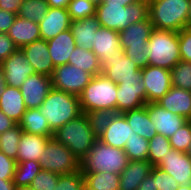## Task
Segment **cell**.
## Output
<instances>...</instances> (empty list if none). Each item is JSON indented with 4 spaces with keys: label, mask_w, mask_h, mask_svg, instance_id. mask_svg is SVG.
<instances>
[{
    "label": "cell",
    "mask_w": 191,
    "mask_h": 190,
    "mask_svg": "<svg viewBox=\"0 0 191 190\" xmlns=\"http://www.w3.org/2000/svg\"><path fill=\"white\" fill-rule=\"evenodd\" d=\"M100 26L122 31L131 24L149 19L148 0H139L129 6L116 3H104L96 6V15Z\"/></svg>",
    "instance_id": "6da1fadb"
},
{
    "label": "cell",
    "mask_w": 191,
    "mask_h": 190,
    "mask_svg": "<svg viewBox=\"0 0 191 190\" xmlns=\"http://www.w3.org/2000/svg\"><path fill=\"white\" fill-rule=\"evenodd\" d=\"M39 110L53 132L82 114L78 96L54 88L49 91Z\"/></svg>",
    "instance_id": "7a4b0ae2"
},
{
    "label": "cell",
    "mask_w": 191,
    "mask_h": 190,
    "mask_svg": "<svg viewBox=\"0 0 191 190\" xmlns=\"http://www.w3.org/2000/svg\"><path fill=\"white\" fill-rule=\"evenodd\" d=\"M190 0H148L154 29L179 32L188 27Z\"/></svg>",
    "instance_id": "3957f363"
},
{
    "label": "cell",
    "mask_w": 191,
    "mask_h": 190,
    "mask_svg": "<svg viewBox=\"0 0 191 190\" xmlns=\"http://www.w3.org/2000/svg\"><path fill=\"white\" fill-rule=\"evenodd\" d=\"M53 137L68 147L81 162L98 139L85 113L58 128Z\"/></svg>",
    "instance_id": "277c9868"
},
{
    "label": "cell",
    "mask_w": 191,
    "mask_h": 190,
    "mask_svg": "<svg viewBox=\"0 0 191 190\" xmlns=\"http://www.w3.org/2000/svg\"><path fill=\"white\" fill-rule=\"evenodd\" d=\"M129 162L125 151L96 140L93 147L81 161L82 173L108 172L121 174Z\"/></svg>",
    "instance_id": "5b68a950"
},
{
    "label": "cell",
    "mask_w": 191,
    "mask_h": 190,
    "mask_svg": "<svg viewBox=\"0 0 191 190\" xmlns=\"http://www.w3.org/2000/svg\"><path fill=\"white\" fill-rule=\"evenodd\" d=\"M154 30L150 19L131 24L119 32L120 45L124 54L134 62L139 69L149 65L148 40Z\"/></svg>",
    "instance_id": "8992f818"
},
{
    "label": "cell",
    "mask_w": 191,
    "mask_h": 190,
    "mask_svg": "<svg viewBox=\"0 0 191 190\" xmlns=\"http://www.w3.org/2000/svg\"><path fill=\"white\" fill-rule=\"evenodd\" d=\"M117 91V83L97 74L79 96L82 113L98 109L117 111Z\"/></svg>",
    "instance_id": "52a82bcc"
},
{
    "label": "cell",
    "mask_w": 191,
    "mask_h": 190,
    "mask_svg": "<svg viewBox=\"0 0 191 190\" xmlns=\"http://www.w3.org/2000/svg\"><path fill=\"white\" fill-rule=\"evenodd\" d=\"M149 65L171 70L180 60L178 32L154 29L148 40Z\"/></svg>",
    "instance_id": "ba28073f"
},
{
    "label": "cell",
    "mask_w": 191,
    "mask_h": 190,
    "mask_svg": "<svg viewBox=\"0 0 191 190\" xmlns=\"http://www.w3.org/2000/svg\"><path fill=\"white\" fill-rule=\"evenodd\" d=\"M39 164L42 170L60 175L71 174L81 169V162L74 153L68 147L59 143L54 137L48 139Z\"/></svg>",
    "instance_id": "9c48e42d"
},
{
    "label": "cell",
    "mask_w": 191,
    "mask_h": 190,
    "mask_svg": "<svg viewBox=\"0 0 191 190\" xmlns=\"http://www.w3.org/2000/svg\"><path fill=\"white\" fill-rule=\"evenodd\" d=\"M94 76L71 64L55 67L51 75L52 88L80 96Z\"/></svg>",
    "instance_id": "30bf717a"
},
{
    "label": "cell",
    "mask_w": 191,
    "mask_h": 190,
    "mask_svg": "<svg viewBox=\"0 0 191 190\" xmlns=\"http://www.w3.org/2000/svg\"><path fill=\"white\" fill-rule=\"evenodd\" d=\"M146 103L158 102L172 87L170 70L148 65L141 69Z\"/></svg>",
    "instance_id": "8fae6325"
},
{
    "label": "cell",
    "mask_w": 191,
    "mask_h": 190,
    "mask_svg": "<svg viewBox=\"0 0 191 190\" xmlns=\"http://www.w3.org/2000/svg\"><path fill=\"white\" fill-rule=\"evenodd\" d=\"M117 90V113H124L147 104L142 79H123L117 84Z\"/></svg>",
    "instance_id": "7c38bea8"
},
{
    "label": "cell",
    "mask_w": 191,
    "mask_h": 190,
    "mask_svg": "<svg viewBox=\"0 0 191 190\" xmlns=\"http://www.w3.org/2000/svg\"><path fill=\"white\" fill-rule=\"evenodd\" d=\"M101 69L103 75L117 84L123 79H142L141 69L128 59L122 48L109 58Z\"/></svg>",
    "instance_id": "4fadbf2b"
},
{
    "label": "cell",
    "mask_w": 191,
    "mask_h": 190,
    "mask_svg": "<svg viewBox=\"0 0 191 190\" xmlns=\"http://www.w3.org/2000/svg\"><path fill=\"white\" fill-rule=\"evenodd\" d=\"M1 65L7 86L20 88L30 75L35 74L26 55L19 48L5 59Z\"/></svg>",
    "instance_id": "5bb4252c"
},
{
    "label": "cell",
    "mask_w": 191,
    "mask_h": 190,
    "mask_svg": "<svg viewBox=\"0 0 191 190\" xmlns=\"http://www.w3.org/2000/svg\"><path fill=\"white\" fill-rule=\"evenodd\" d=\"M51 89V77L38 73L30 75L20 87L26 108H40Z\"/></svg>",
    "instance_id": "9a60e30c"
},
{
    "label": "cell",
    "mask_w": 191,
    "mask_h": 190,
    "mask_svg": "<svg viewBox=\"0 0 191 190\" xmlns=\"http://www.w3.org/2000/svg\"><path fill=\"white\" fill-rule=\"evenodd\" d=\"M157 167L174 177L179 185H191V159L185 152L170 149Z\"/></svg>",
    "instance_id": "2e32d148"
},
{
    "label": "cell",
    "mask_w": 191,
    "mask_h": 190,
    "mask_svg": "<svg viewBox=\"0 0 191 190\" xmlns=\"http://www.w3.org/2000/svg\"><path fill=\"white\" fill-rule=\"evenodd\" d=\"M147 112L157 134L171 137L188 120L164 109L157 102L147 103Z\"/></svg>",
    "instance_id": "e0dca14e"
},
{
    "label": "cell",
    "mask_w": 191,
    "mask_h": 190,
    "mask_svg": "<svg viewBox=\"0 0 191 190\" xmlns=\"http://www.w3.org/2000/svg\"><path fill=\"white\" fill-rule=\"evenodd\" d=\"M35 73L51 77L55 69L48 50V42L39 39L21 48Z\"/></svg>",
    "instance_id": "ac0fdd59"
},
{
    "label": "cell",
    "mask_w": 191,
    "mask_h": 190,
    "mask_svg": "<svg viewBox=\"0 0 191 190\" xmlns=\"http://www.w3.org/2000/svg\"><path fill=\"white\" fill-rule=\"evenodd\" d=\"M71 18L67 9L48 8L47 14L38 23L41 39L48 41L59 33L70 29Z\"/></svg>",
    "instance_id": "d6986e66"
},
{
    "label": "cell",
    "mask_w": 191,
    "mask_h": 190,
    "mask_svg": "<svg viewBox=\"0 0 191 190\" xmlns=\"http://www.w3.org/2000/svg\"><path fill=\"white\" fill-rule=\"evenodd\" d=\"M137 135L128 124L126 117L122 113H117L110 125L98 137L104 144L124 150L127 140Z\"/></svg>",
    "instance_id": "ffe728a7"
},
{
    "label": "cell",
    "mask_w": 191,
    "mask_h": 190,
    "mask_svg": "<svg viewBox=\"0 0 191 190\" xmlns=\"http://www.w3.org/2000/svg\"><path fill=\"white\" fill-rule=\"evenodd\" d=\"M121 49L119 32L100 26L94 38L92 51L102 66Z\"/></svg>",
    "instance_id": "44dd1931"
},
{
    "label": "cell",
    "mask_w": 191,
    "mask_h": 190,
    "mask_svg": "<svg viewBox=\"0 0 191 190\" xmlns=\"http://www.w3.org/2000/svg\"><path fill=\"white\" fill-rule=\"evenodd\" d=\"M48 42V50L54 67L69 64L71 53L76 48V43L71 29L59 33Z\"/></svg>",
    "instance_id": "7402d4cb"
},
{
    "label": "cell",
    "mask_w": 191,
    "mask_h": 190,
    "mask_svg": "<svg viewBox=\"0 0 191 190\" xmlns=\"http://www.w3.org/2000/svg\"><path fill=\"white\" fill-rule=\"evenodd\" d=\"M157 103L169 112L191 120V91L172 86Z\"/></svg>",
    "instance_id": "603a6c76"
},
{
    "label": "cell",
    "mask_w": 191,
    "mask_h": 190,
    "mask_svg": "<svg viewBox=\"0 0 191 190\" xmlns=\"http://www.w3.org/2000/svg\"><path fill=\"white\" fill-rule=\"evenodd\" d=\"M53 136H41L22 132L19 144L17 163L33 160L39 162L41 155L44 153L46 143Z\"/></svg>",
    "instance_id": "cb8c5ba5"
},
{
    "label": "cell",
    "mask_w": 191,
    "mask_h": 190,
    "mask_svg": "<svg viewBox=\"0 0 191 190\" xmlns=\"http://www.w3.org/2000/svg\"><path fill=\"white\" fill-rule=\"evenodd\" d=\"M153 165L148 161L132 160L120 174L119 190H137L140 183L150 174Z\"/></svg>",
    "instance_id": "d4e9b609"
},
{
    "label": "cell",
    "mask_w": 191,
    "mask_h": 190,
    "mask_svg": "<svg viewBox=\"0 0 191 190\" xmlns=\"http://www.w3.org/2000/svg\"><path fill=\"white\" fill-rule=\"evenodd\" d=\"M7 34L19 49L41 39L38 23L19 16L15 18Z\"/></svg>",
    "instance_id": "484cf974"
},
{
    "label": "cell",
    "mask_w": 191,
    "mask_h": 190,
    "mask_svg": "<svg viewBox=\"0 0 191 190\" xmlns=\"http://www.w3.org/2000/svg\"><path fill=\"white\" fill-rule=\"evenodd\" d=\"M99 27L100 24L96 16L72 21L70 29L76 46L92 50L95 34Z\"/></svg>",
    "instance_id": "4316f807"
},
{
    "label": "cell",
    "mask_w": 191,
    "mask_h": 190,
    "mask_svg": "<svg viewBox=\"0 0 191 190\" xmlns=\"http://www.w3.org/2000/svg\"><path fill=\"white\" fill-rule=\"evenodd\" d=\"M0 110L11 120L19 123L27 110L20 88L6 86L4 93L0 96Z\"/></svg>",
    "instance_id": "83f0119b"
},
{
    "label": "cell",
    "mask_w": 191,
    "mask_h": 190,
    "mask_svg": "<svg viewBox=\"0 0 191 190\" xmlns=\"http://www.w3.org/2000/svg\"><path fill=\"white\" fill-rule=\"evenodd\" d=\"M122 114L137 135L149 141L157 134L155 125L149 118L147 104Z\"/></svg>",
    "instance_id": "f1b7e54d"
},
{
    "label": "cell",
    "mask_w": 191,
    "mask_h": 190,
    "mask_svg": "<svg viewBox=\"0 0 191 190\" xmlns=\"http://www.w3.org/2000/svg\"><path fill=\"white\" fill-rule=\"evenodd\" d=\"M18 125L23 132L41 136H53L54 132L50 129L46 118L42 115L39 108H30L22 115Z\"/></svg>",
    "instance_id": "f546056e"
},
{
    "label": "cell",
    "mask_w": 191,
    "mask_h": 190,
    "mask_svg": "<svg viewBox=\"0 0 191 190\" xmlns=\"http://www.w3.org/2000/svg\"><path fill=\"white\" fill-rule=\"evenodd\" d=\"M69 64L74 65L93 76L102 73L98 57L92 50H87L84 47L76 46L75 50L70 55Z\"/></svg>",
    "instance_id": "4dcf8cb0"
},
{
    "label": "cell",
    "mask_w": 191,
    "mask_h": 190,
    "mask_svg": "<svg viewBox=\"0 0 191 190\" xmlns=\"http://www.w3.org/2000/svg\"><path fill=\"white\" fill-rule=\"evenodd\" d=\"M85 185L91 190H119L120 175L108 172L83 173Z\"/></svg>",
    "instance_id": "1f68e13d"
},
{
    "label": "cell",
    "mask_w": 191,
    "mask_h": 190,
    "mask_svg": "<svg viewBox=\"0 0 191 190\" xmlns=\"http://www.w3.org/2000/svg\"><path fill=\"white\" fill-rule=\"evenodd\" d=\"M41 170L39 162L33 160L18 162L13 177L15 186L29 187L33 179Z\"/></svg>",
    "instance_id": "d6a6232c"
},
{
    "label": "cell",
    "mask_w": 191,
    "mask_h": 190,
    "mask_svg": "<svg viewBox=\"0 0 191 190\" xmlns=\"http://www.w3.org/2000/svg\"><path fill=\"white\" fill-rule=\"evenodd\" d=\"M48 8L46 0H23L17 16L39 23L47 14Z\"/></svg>",
    "instance_id": "836d02e7"
},
{
    "label": "cell",
    "mask_w": 191,
    "mask_h": 190,
    "mask_svg": "<svg viewBox=\"0 0 191 190\" xmlns=\"http://www.w3.org/2000/svg\"><path fill=\"white\" fill-rule=\"evenodd\" d=\"M117 111L110 109H98L86 112L91 129L98 138L105 129L110 125L112 119L116 116Z\"/></svg>",
    "instance_id": "e575fe53"
},
{
    "label": "cell",
    "mask_w": 191,
    "mask_h": 190,
    "mask_svg": "<svg viewBox=\"0 0 191 190\" xmlns=\"http://www.w3.org/2000/svg\"><path fill=\"white\" fill-rule=\"evenodd\" d=\"M22 132V129L17 124L15 127L0 134V151L16 161Z\"/></svg>",
    "instance_id": "d590c367"
},
{
    "label": "cell",
    "mask_w": 191,
    "mask_h": 190,
    "mask_svg": "<svg viewBox=\"0 0 191 190\" xmlns=\"http://www.w3.org/2000/svg\"><path fill=\"white\" fill-rule=\"evenodd\" d=\"M172 149L169 138L161 134H156L149 140V151L147 160L153 165L157 166L167 155V151Z\"/></svg>",
    "instance_id": "8d00e7d4"
},
{
    "label": "cell",
    "mask_w": 191,
    "mask_h": 190,
    "mask_svg": "<svg viewBox=\"0 0 191 190\" xmlns=\"http://www.w3.org/2000/svg\"><path fill=\"white\" fill-rule=\"evenodd\" d=\"M124 151L129 161H144L148 158L149 141L139 135H134L127 140Z\"/></svg>",
    "instance_id": "74e56055"
},
{
    "label": "cell",
    "mask_w": 191,
    "mask_h": 190,
    "mask_svg": "<svg viewBox=\"0 0 191 190\" xmlns=\"http://www.w3.org/2000/svg\"><path fill=\"white\" fill-rule=\"evenodd\" d=\"M170 74L172 86L191 91V62L180 60Z\"/></svg>",
    "instance_id": "f35d334b"
},
{
    "label": "cell",
    "mask_w": 191,
    "mask_h": 190,
    "mask_svg": "<svg viewBox=\"0 0 191 190\" xmlns=\"http://www.w3.org/2000/svg\"><path fill=\"white\" fill-rule=\"evenodd\" d=\"M67 12L72 21L82 20L96 15V5L89 0H71Z\"/></svg>",
    "instance_id": "ab89813d"
},
{
    "label": "cell",
    "mask_w": 191,
    "mask_h": 190,
    "mask_svg": "<svg viewBox=\"0 0 191 190\" xmlns=\"http://www.w3.org/2000/svg\"><path fill=\"white\" fill-rule=\"evenodd\" d=\"M171 147L175 150L185 152L191 144V120L184 123L171 137Z\"/></svg>",
    "instance_id": "60d3db41"
},
{
    "label": "cell",
    "mask_w": 191,
    "mask_h": 190,
    "mask_svg": "<svg viewBox=\"0 0 191 190\" xmlns=\"http://www.w3.org/2000/svg\"><path fill=\"white\" fill-rule=\"evenodd\" d=\"M84 184V174L79 170L71 174L60 175L54 190H81Z\"/></svg>",
    "instance_id": "b9f144b4"
},
{
    "label": "cell",
    "mask_w": 191,
    "mask_h": 190,
    "mask_svg": "<svg viewBox=\"0 0 191 190\" xmlns=\"http://www.w3.org/2000/svg\"><path fill=\"white\" fill-rule=\"evenodd\" d=\"M60 174L41 170L33 179L29 187L32 190H54Z\"/></svg>",
    "instance_id": "7bdbcfd3"
},
{
    "label": "cell",
    "mask_w": 191,
    "mask_h": 190,
    "mask_svg": "<svg viewBox=\"0 0 191 190\" xmlns=\"http://www.w3.org/2000/svg\"><path fill=\"white\" fill-rule=\"evenodd\" d=\"M150 174L155 179L157 190H176L179 187L174 177L157 166L152 167Z\"/></svg>",
    "instance_id": "ee69618b"
},
{
    "label": "cell",
    "mask_w": 191,
    "mask_h": 190,
    "mask_svg": "<svg viewBox=\"0 0 191 190\" xmlns=\"http://www.w3.org/2000/svg\"><path fill=\"white\" fill-rule=\"evenodd\" d=\"M178 37L181 60L191 62V28L180 30Z\"/></svg>",
    "instance_id": "f6af8a7d"
},
{
    "label": "cell",
    "mask_w": 191,
    "mask_h": 190,
    "mask_svg": "<svg viewBox=\"0 0 191 190\" xmlns=\"http://www.w3.org/2000/svg\"><path fill=\"white\" fill-rule=\"evenodd\" d=\"M17 161L0 151V179L13 180Z\"/></svg>",
    "instance_id": "bcb514c9"
},
{
    "label": "cell",
    "mask_w": 191,
    "mask_h": 190,
    "mask_svg": "<svg viewBox=\"0 0 191 190\" xmlns=\"http://www.w3.org/2000/svg\"><path fill=\"white\" fill-rule=\"evenodd\" d=\"M17 49L18 47L10 39L8 34L0 33V64Z\"/></svg>",
    "instance_id": "7dc6e473"
},
{
    "label": "cell",
    "mask_w": 191,
    "mask_h": 190,
    "mask_svg": "<svg viewBox=\"0 0 191 190\" xmlns=\"http://www.w3.org/2000/svg\"><path fill=\"white\" fill-rule=\"evenodd\" d=\"M17 14L10 11L0 9V33H8L10 27L13 25Z\"/></svg>",
    "instance_id": "c3c4849f"
},
{
    "label": "cell",
    "mask_w": 191,
    "mask_h": 190,
    "mask_svg": "<svg viewBox=\"0 0 191 190\" xmlns=\"http://www.w3.org/2000/svg\"><path fill=\"white\" fill-rule=\"evenodd\" d=\"M23 0H0V9L17 14Z\"/></svg>",
    "instance_id": "681fc988"
},
{
    "label": "cell",
    "mask_w": 191,
    "mask_h": 190,
    "mask_svg": "<svg viewBox=\"0 0 191 190\" xmlns=\"http://www.w3.org/2000/svg\"><path fill=\"white\" fill-rule=\"evenodd\" d=\"M16 125L17 123L15 121L11 120L0 110V134L4 133L6 130L15 127Z\"/></svg>",
    "instance_id": "f907efd6"
},
{
    "label": "cell",
    "mask_w": 191,
    "mask_h": 190,
    "mask_svg": "<svg viewBox=\"0 0 191 190\" xmlns=\"http://www.w3.org/2000/svg\"><path fill=\"white\" fill-rule=\"evenodd\" d=\"M137 190H157L155 179L149 174L139 185Z\"/></svg>",
    "instance_id": "816d5d0a"
},
{
    "label": "cell",
    "mask_w": 191,
    "mask_h": 190,
    "mask_svg": "<svg viewBox=\"0 0 191 190\" xmlns=\"http://www.w3.org/2000/svg\"><path fill=\"white\" fill-rule=\"evenodd\" d=\"M50 8H64L67 9L71 0H46Z\"/></svg>",
    "instance_id": "f5cc1de1"
},
{
    "label": "cell",
    "mask_w": 191,
    "mask_h": 190,
    "mask_svg": "<svg viewBox=\"0 0 191 190\" xmlns=\"http://www.w3.org/2000/svg\"><path fill=\"white\" fill-rule=\"evenodd\" d=\"M15 184L13 180L0 179V190H14Z\"/></svg>",
    "instance_id": "db71d44e"
},
{
    "label": "cell",
    "mask_w": 191,
    "mask_h": 190,
    "mask_svg": "<svg viewBox=\"0 0 191 190\" xmlns=\"http://www.w3.org/2000/svg\"><path fill=\"white\" fill-rule=\"evenodd\" d=\"M6 86L7 85H6V79L3 72V67L0 64V96L4 93Z\"/></svg>",
    "instance_id": "11a10c76"
},
{
    "label": "cell",
    "mask_w": 191,
    "mask_h": 190,
    "mask_svg": "<svg viewBox=\"0 0 191 190\" xmlns=\"http://www.w3.org/2000/svg\"><path fill=\"white\" fill-rule=\"evenodd\" d=\"M139 0H104V3H116L123 4V6H129L130 4L136 3Z\"/></svg>",
    "instance_id": "9f6ffc18"
},
{
    "label": "cell",
    "mask_w": 191,
    "mask_h": 190,
    "mask_svg": "<svg viewBox=\"0 0 191 190\" xmlns=\"http://www.w3.org/2000/svg\"><path fill=\"white\" fill-rule=\"evenodd\" d=\"M188 28H191V0L189 2Z\"/></svg>",
    "instance_id": "6f0895ef"
},
{
    "label": "cell",
    "mask_w": 191,
    "mask_h": 190,
    "mask_svg": "<svg viewBox=\"0 0 191 190\" xmlns=\"http://www.w3.org/2000/svg\"><path fill=\"white\" fill-rule=\"evenodd\" d=\"M176 190H191V185H179Z\"/></svg>",
    "instance_id": "680465c9"
},
{
    "label": "cell",
    "mask_w": 191,
    "mask_h": 190,
    "mask_svg": "<svg viewBox=\"0 0 191 190\" xmlns=\"http://www.w3.org/2000/svg\"><path fill=\"white\" fill-rule=\"evenodd\" d=\"M14 190H32L30 187H17L15 186Z\"/></svg>",
    "instance_id": "91938a15"
},
{
    "label": "cell",
    "mask_w": 191,
    "mask_h": 190,
    "mask_svg": "<svg viewBox=\"0 0 191 190\" xmlns=\"http://www.w3.org/2000/svg\"><path fill=\"white\" fill-rule=\"evenodd\" d=\"M90 2L94 3L96 6L101 4L104 0H89Z\"/></svg>",
    "instance_id": "94428289"
},
{
    "label": "cell",
    "mask_w": 191,
    "mask_h": 190,
    "mask_svg": "<svg viewBox=\"0 0 191 190\" xmlns=\"http://www.w3.org/2000/svg\"><path fill=\"white\" fill-rule=\"evenodd\" d=\"M186 154L189 156V158L191 159V144L189 145Z\"/></svg>",
    "instance_id": "6125c7cd"
},
{
    "label": "cell",
    "mask_w": 191,
    "mask_h": 190,
    "mask_svg": "<svg viewBox=\"0 0 191 190\" xmlns=\"http://www.w3.org/2000/svg\"><path fill=\"white\" fill-rule=\"evenodd\" d=\"M81 190H91V189L84 184Z\"/></svg>",
    "instance_id": "be15d7a7"
}]
</instances>
